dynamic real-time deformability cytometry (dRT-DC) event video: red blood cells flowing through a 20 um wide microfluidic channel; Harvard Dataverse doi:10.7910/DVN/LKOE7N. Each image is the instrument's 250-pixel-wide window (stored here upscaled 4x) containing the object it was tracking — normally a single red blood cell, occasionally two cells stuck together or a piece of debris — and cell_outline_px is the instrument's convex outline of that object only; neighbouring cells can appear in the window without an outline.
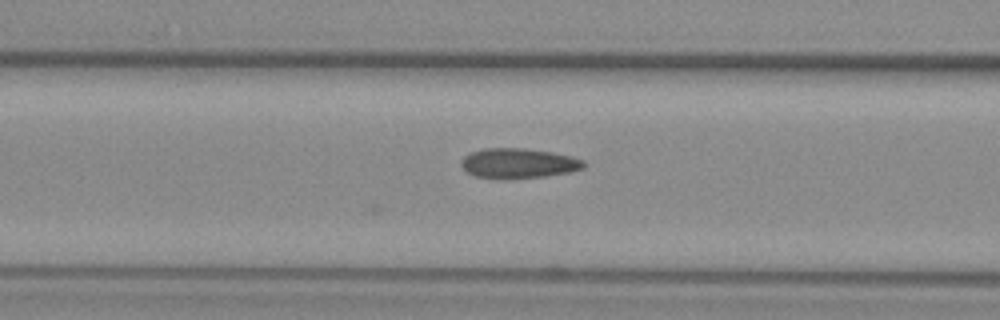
{"species": "common noctule bat (a hibernating species)", "species_latin": "Nyctalus noctula", "temperature_condition": "warm", "stored_images_in_passage": 37, "camera_frame_rate_fps": 3000, "um_per_image_px": 0.085, "animal": {"sex": "female", "body_mass_g": 29.2, "forearm_length_mm": 56.3}, "frame": {"image": 1, "passage_image": 5, "time_ms": 1.333, "image_size_px": [1000, 320], "cell_outline_px": [[584, 168], [568, 172], [544, 176], [508, 180], [500, 180], [476, 176], [468, 172], [460, 164], [460, 160], [468, 152], [484, 148], [524, 148], [552, 152], [572, 156], [584, 160]], "centroid_in_image_um": [44.02, 13.88], "position_along_channel_um": 122.6, "area_um2": 21.73}}
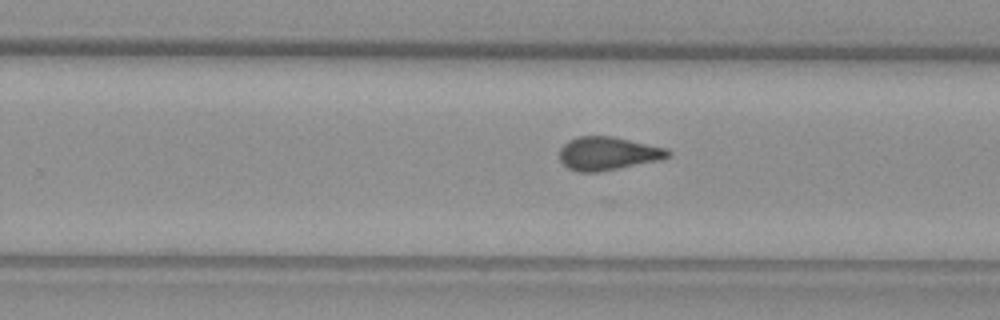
{"frame": {"image": 2, "passage_image": 17, "time_ms": 5.333, "image_size_px": [1000, 320], "cell_outline_px": [[672, 156], [660, 160], [600, 172], [580, 172], [568, 168], [560, 160], [560, 148], [568, 140], [576, 136], [612, 136], [668, 148], [672, 152]], "centroid_in_image_um": [51.7, 13.04], "position_along_channel_um": 278.1, "area_um2": 21.27}}
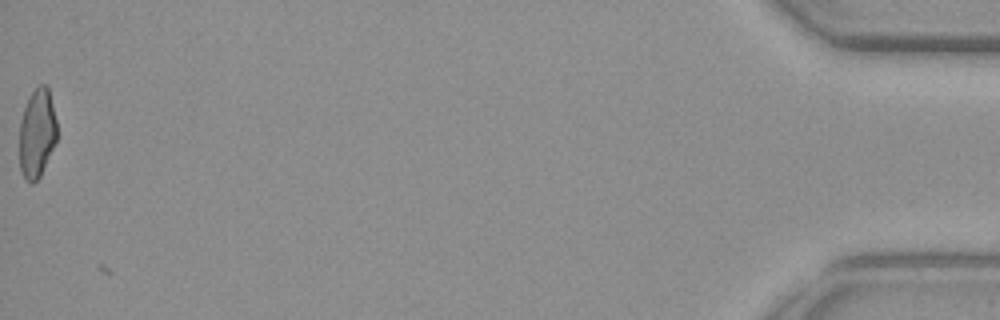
{"frame": {"image": 3, "passage_image": 37, "time_ms": 12.0, "image_size_px": [1000, 320], "cell_outline_px": [[56, 140], [40, 176], [32, 184], [20, 172], [20, 120], [28, 96], [40, 84], [48, 84], [56, 120]], "centroid_in_image_um": [3.14, 11.28], "position_along_channel_um": 432.1, "area_um2": 19.31}, "authors_computed_cell_mechanics": {"area_um2": 20.7502, "velocity_mm_per_s": 3.8941, "shape_relaxation_time_tau1_ms": null, "shape_relaxation_time_tau2_ms": 1.5345, "deformation_change_tau1": null, "deformation_change_tau2": 0.0726}}